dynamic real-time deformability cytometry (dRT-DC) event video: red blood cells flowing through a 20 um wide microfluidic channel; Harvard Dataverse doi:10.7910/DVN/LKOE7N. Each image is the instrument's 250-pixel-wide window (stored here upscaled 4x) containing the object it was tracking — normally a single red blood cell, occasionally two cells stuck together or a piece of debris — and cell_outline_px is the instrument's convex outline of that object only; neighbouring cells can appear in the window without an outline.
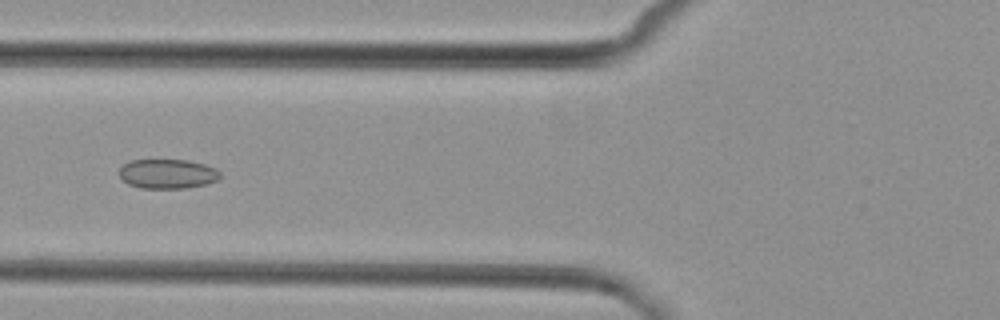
{"species": "common noctule bat (a hibernating species)", "species_latin": "Nyctalus noctula", "temperature_condition": "cold", "stored_images_in_passage": 6, "camera_frame_rate_fps": 3000, "um_per_image_px": 0.085, "animal": {"sex": "female", "body_mass_g": 29.2, "forearm_length_mm": 56.3}, "frame": {"image": 1, "passage_image": 6, "time_ms": 5.667, "image_size_px": [1000, 320], "cell_outline_px": [[220, 180], [208, 184], [184, 188], [140, 188], [128, 184], [120, 176], [120, 168], [124, 164], [132, 160], [188, 160], [204, 164], [216, 168], [220, 172]], "centroid_in_image_um": [14.28, 14.78], "position_along_channel_um": 111.5, "area_um2": 17.4}}